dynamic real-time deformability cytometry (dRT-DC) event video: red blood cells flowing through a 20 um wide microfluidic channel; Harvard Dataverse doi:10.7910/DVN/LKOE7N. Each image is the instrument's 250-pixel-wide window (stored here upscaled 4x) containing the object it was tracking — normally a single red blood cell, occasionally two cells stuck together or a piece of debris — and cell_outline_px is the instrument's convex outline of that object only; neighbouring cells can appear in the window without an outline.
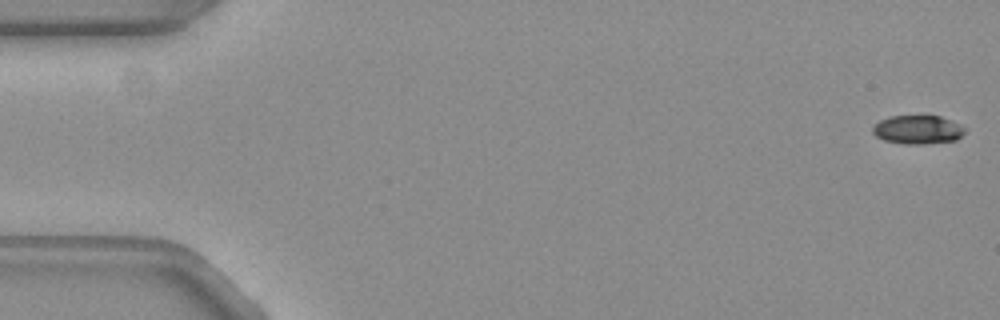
{"species": "common noctule bat (a hibernating species)", "species_latin": "Nyctalus noctula", "temperature_condition": "warm", "stored_images_in_passage": 11, "camera_frame_rate_fps": 3000, "um_per_image_px": 0.085, "animal": {"sex": "female", "body_mass_g": 19.3, "forearm_length_mm": 54.1}, "frame": {"image": 1, "passage_image": 1, "time_ms": 0.0, "image_size_px": [1000, 320], "cell_outline_px": [[964, 132], [956, 140], [924, 144], [908, 144], [884, 140], [876, 136], [872, 132], [872, 128], [880, 120], [888, 116], [940, 116], [960, 124], [964, 128]], "centroid_in_image_um": [77.99, 11.02], "position_along_channel_um": 7.0, "area_um2": 15.26}}